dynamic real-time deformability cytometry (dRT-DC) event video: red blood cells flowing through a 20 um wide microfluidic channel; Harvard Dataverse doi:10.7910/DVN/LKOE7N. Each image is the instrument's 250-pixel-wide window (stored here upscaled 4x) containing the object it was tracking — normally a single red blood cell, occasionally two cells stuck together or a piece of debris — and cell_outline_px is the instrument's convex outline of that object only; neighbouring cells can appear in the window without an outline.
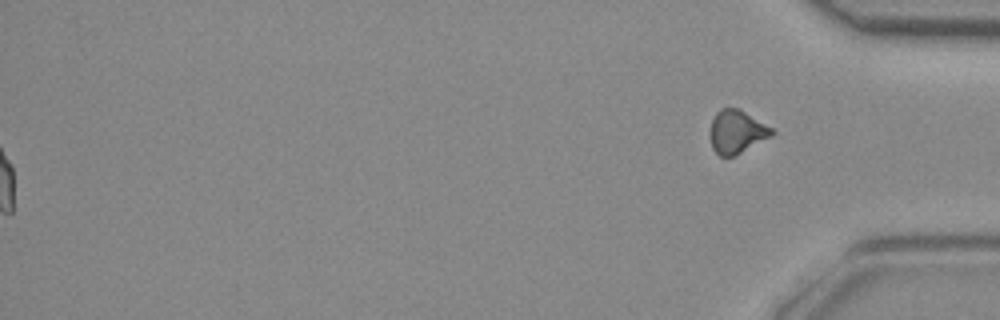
{"species": "common noctule bat (a hibernating species)", "species_latin": "Nyctalus noctula", "temperature_condition": "room temperature", "stored_images_in_passage": 49, "segment_of_instrument_passage": [2, 2], "camera_frame_rate_fps": 3000, "um_per_image_px": 0.085, "animal": {"sex": "female", "body_mass_g": 29.2, "forearm_length_mm": 56.3}, "frame": {"image": 1, "passage_image": 49, "time_ms": 16.0, "image_size_px": [1000, 320], "cell_outline_px": [[776, 132], [772, 136], [732, 156], [720, 156], [712, 148], [708, 136], [708, 132], [712, 120], [716, 112], [720, 108], [740, 108], [772, 128]], "centroid_in_image_um": [62.58, 11.18], "position_along_channel_um": 372.6, "area_um2": 15.66}}